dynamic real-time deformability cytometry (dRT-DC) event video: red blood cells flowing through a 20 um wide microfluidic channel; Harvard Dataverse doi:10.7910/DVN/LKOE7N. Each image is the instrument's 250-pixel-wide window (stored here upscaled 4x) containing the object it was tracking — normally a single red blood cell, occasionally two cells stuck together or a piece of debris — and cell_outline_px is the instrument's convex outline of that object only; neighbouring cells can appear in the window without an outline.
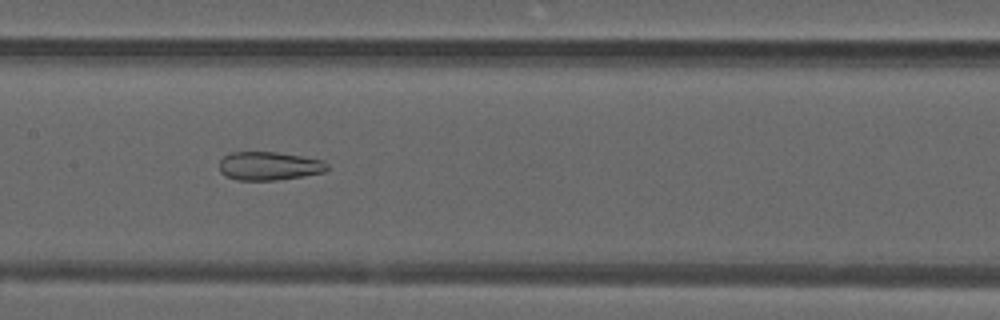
{"species": "common noctule bat (a hibernating species)", "species_latin": "Nyctalus noctula", "temperature_condition": "warm", "stored_images_in_passage": 51, "camera_frame_rate_fps": 3000, "um_per_image_px": 0.085, "animal": {"sex": "male", "forearm_length_mm": 52.5}, "frame": {"image": 1, "passage_image": 25, "time_ms": 8.0, "image_size_px": [1000, 320], "cell_outline_px": [[328, 168], [324, 172], [304, 176], [276, 180], [236, 180], [224, 176], [220, 172], [220, 160], [224, 156], [232, 152], [276, 152], [300, 156], [320, 160], [328, 164]], "centroid_in_image_um": [22.84, 14.12], "position_along_channel_um": 184.6, "area_um2": 17.86}}
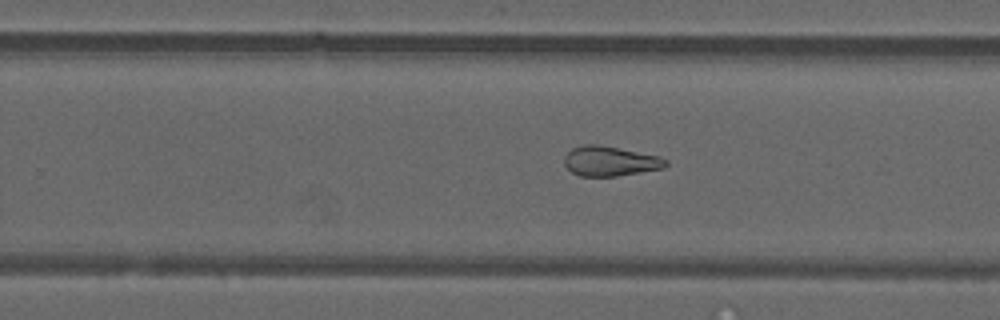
{"frame": {"image": 2, "passage_image": 32, "time_ms": 10.333, "image_size_px": [1000, 320], "cell_outline_px": [[668, 164], [664, 168], [616, 176], [580, 176], [572, 172], [564, 164], [564, 156], [572, 148], [584, 144], [600, 144], [660, 156], [668, 160]], "centroid_in_image_um": [51.86, 13.68], "position_along_channel_um": 277.9, "area_um2": 17.74}}
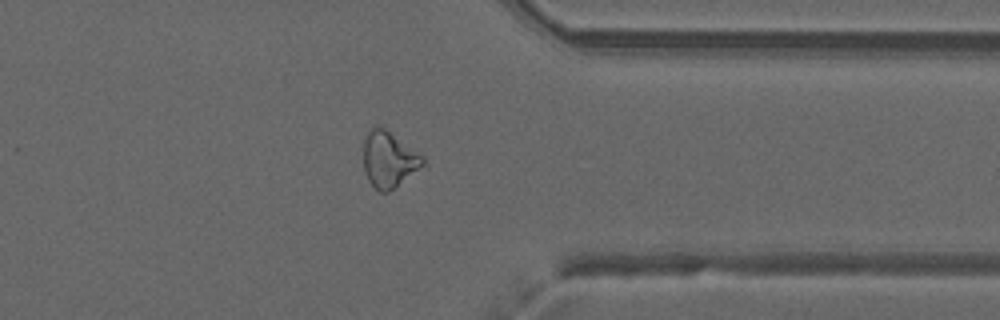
{"frame": {"image": 3, "passage_image": 40, "time_ms": 13.0, "image_size_px": [1000, 320], "cell_outline_px": [[428, 164], [388, 192], [380, 192], [368, 180], [364, 168], [364, 140], [368, 132], [376, 124], [380, 124], [424, 156]], "centroid_in_image_um": [33.1, 13.53], "position_along_channel_um": 378.3, "area_um2": 19.65}, "authors_computed_cell_mechanics": {"area_um2": 22.0218, "velocity_mm_per_s": 4.0213, "shape_relaxation_time_tau1_ms": null, "shape_relaxation_time_tau2_ms": 2.7911, "deformation_change_tau1": null, "deformation_change_tau2": 0.1168}}